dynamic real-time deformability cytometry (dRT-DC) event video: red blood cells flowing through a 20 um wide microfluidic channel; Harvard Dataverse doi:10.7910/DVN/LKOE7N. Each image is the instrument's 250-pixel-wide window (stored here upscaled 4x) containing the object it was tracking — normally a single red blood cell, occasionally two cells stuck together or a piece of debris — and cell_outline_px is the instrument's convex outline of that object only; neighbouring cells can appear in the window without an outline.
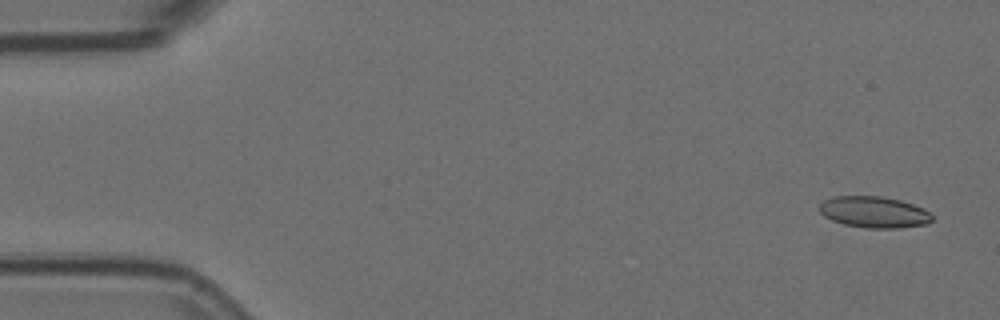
{"species": "Egyptian fruit bat (a non-hibernating species)", "species_latin": "Rousettus aegyptiacus", "temperature_condition": "room temperature", "stored_images_in_passage": 3, "camera_frame_rate_fps": 3000, "um_per_image_px": 0.085, "animal": {"sex": "female"}, "frame": {"image": 1, "passage_image": 1, "time_ms": 0.0, "image_size_px": [1000, 320], "cell_outline_px": [[932, 220], [928, 224], [900, 228], [864, 228], [844, 224], [832, 220], [824, 216], [820, 212], [820, 204], [824, 200], [832, 196], [880, 196], [900, 200], [924, 208], [932, 216]], "centroid_in_image_um": [74.29, 18.03], "position_along_channel_um": 10.7, "area_um2": 20.63}}